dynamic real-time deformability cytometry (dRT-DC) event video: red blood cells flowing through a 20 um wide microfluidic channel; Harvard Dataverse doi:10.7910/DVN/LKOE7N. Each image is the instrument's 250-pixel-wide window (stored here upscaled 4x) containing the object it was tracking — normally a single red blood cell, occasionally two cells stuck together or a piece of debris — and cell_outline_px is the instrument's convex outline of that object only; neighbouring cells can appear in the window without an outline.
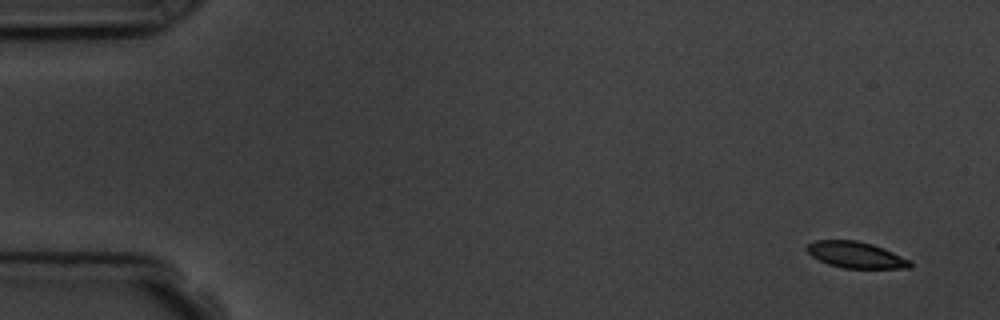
{"species": "common noctule bat (a hibernating species)", "species_latin": "Nyctalus noctula", "temperature_condition": "room temperature", "stored_images_in_passage": 11, "camera_frame_rate_fps": 3000, "um_per_image_px": 0.085, "animal": {"sex": "male", "body_mass_g": 19.5, "forearm_length_mm": 54.6}, "frame": {"image": 1, "passage_image": 1, "time_ms": 0.0, "image_size_px": [1000, 320], "cell_outline_px": [[912, 268], [844, 268], [828, 264], [812, 256], [804, 248], [808, 244], [816, 240], [856, 240], [872, 244], [884, 248], [912, 260]], "centroid_in_image_um": [72.78, 21.66], "position_along_channel_um": 12.2, "area_um2": 15.9}}
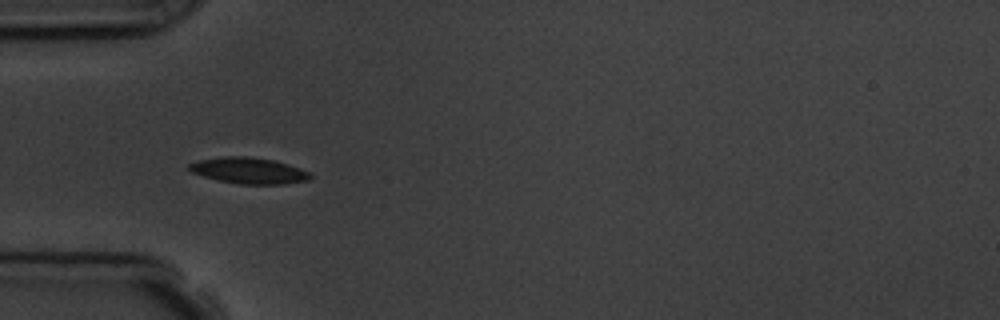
{"frame": {"image": 2, "passage_image": 5, "time_ms": 4.667, "image_size_px": [1000, 320], "cell_outline_px": [[312, 176], [308, 180], [284, 184], [236, 184], [204, 176], [192, 172], [188, 168], [188, 164], [200, 160], [224, 156], [248, 156], [276, 160], [312, 172]], "centroid_in_image_um": [21.2, 14.49], "position_along_channel_um": 63.8, "area_um2": 18.5}}